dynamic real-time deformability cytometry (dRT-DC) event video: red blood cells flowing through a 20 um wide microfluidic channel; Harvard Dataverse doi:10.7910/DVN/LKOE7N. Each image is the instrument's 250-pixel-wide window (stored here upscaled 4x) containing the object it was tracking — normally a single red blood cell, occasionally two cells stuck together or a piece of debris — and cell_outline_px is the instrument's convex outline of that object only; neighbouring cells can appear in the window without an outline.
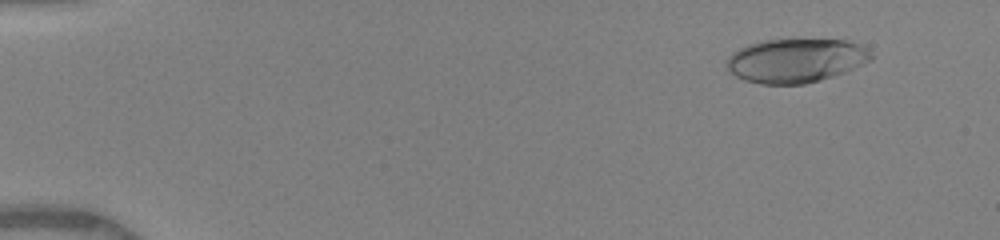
{"species": "human", "species_latin": "Homo sapiens", "temperature_condition": "warm", "stored_images_in_passage": 19, "camera_frame_rate_fps": 3000, "um_per_image_px": 0.085, "donor": {"sex": "female"}, "frame": {"image": 1, "passage_image": 3, "time_ms": 1.0, "image_size_px": [1000, 240], "cell_outline_px": [[872, 60], [844, 72], [820, 80], [804, 84], [760, 84], [744, 80], [736, 76], [724, 64], [724, 60], [732, 52], [748, 44], [764, 40], [848, 40], [872, 52]], "centroid_in_image_um": [67.6, 5.15], "position_along_channel_um": 17.4, "area_um2": 36.88}}
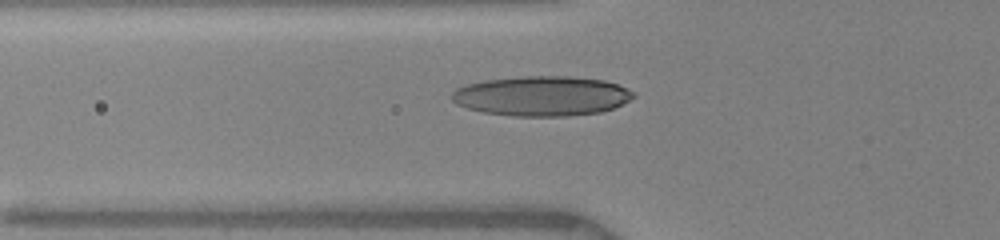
{"frame": {"image": 2, "passage_image": 16, "time_ms": 5.667, "image_size_px": [1000, 240], "cell_outline_px": [[636, 96], [612, 108], [600, 112], [568, 116], [512, 116], [484, 112], [468, 108], [456, 104], [452, 100], [452, 92], [456, 88], [468, 84], [484, 80], [524, 76], [572, 76], [604, 80], [628, 88], [636, 92]], "centroid_in_image_um": [46.06, 8.15], "position_along_channel_um": 79.7, "area_um2": 42.19}}
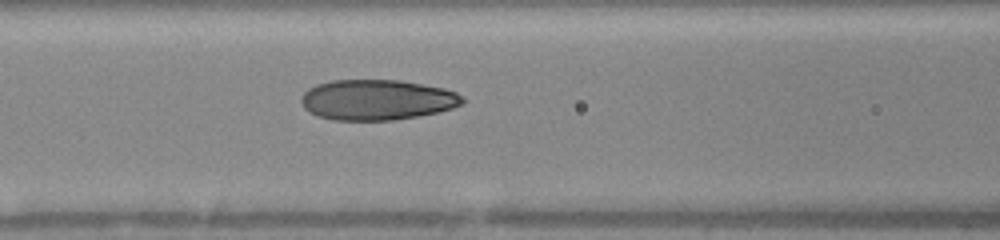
{"frame": {"image": 3, "passage_image": 19, "time_ms": 7.0, "image_size_px": [1000, 240], "cell_outline_px": [[464, 104], [452, 108], [436, 112], [416, 116], [392, 120], [332, 120], [320, 116], [304, 108], [300, 100], [304, 92], [308, 88], [316, 84], [332, 80], [400, 80], [444, 88], [456, 92], [464, 100]], "centroid_in_image_um": [32.03, 8.47], "position_along_channel_um": 134.6, "area_um2": 37.86}}